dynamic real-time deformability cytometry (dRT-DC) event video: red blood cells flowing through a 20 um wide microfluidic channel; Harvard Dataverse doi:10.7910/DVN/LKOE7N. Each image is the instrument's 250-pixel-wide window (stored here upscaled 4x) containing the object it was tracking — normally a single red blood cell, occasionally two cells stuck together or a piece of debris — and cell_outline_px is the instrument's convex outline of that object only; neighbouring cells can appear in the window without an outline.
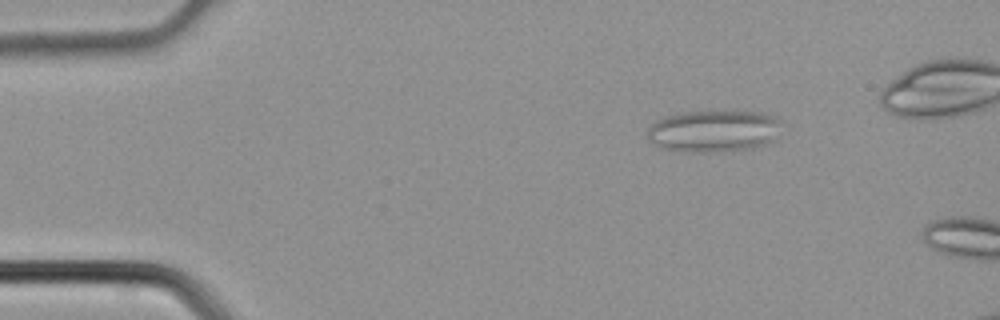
{"species": "common noctule bat (a hibernating species)", "species_latin": "Nyctalus noctula", "temperature_condition": "cold", "stored_images_in_passage": 4, "camera_frame_rate_fps": 3000, "um_per_image_px": 0.085, "animal": {"sex": "male", "body_mass_g": 21.5, "forearm_length_mm": 52.0}, "frame": {"image": 1, "passage_image": 4, "time_ms": 1.0, "image_size_px": [1000, 320], "cell_outline_px": [[780, 124], [776, 140], [768, 144], [752, 148], [724, 152], [688, 152], [660, 148], [652, 144], [648, 140], [648, 128], [656, 120], [680, 112], [764, 112], [776, 116], [780, 120]], "centroid_in_image_um": [60.69, 11.16], "position_along_channel_um": 24.3, "area_um2": 33.12}}